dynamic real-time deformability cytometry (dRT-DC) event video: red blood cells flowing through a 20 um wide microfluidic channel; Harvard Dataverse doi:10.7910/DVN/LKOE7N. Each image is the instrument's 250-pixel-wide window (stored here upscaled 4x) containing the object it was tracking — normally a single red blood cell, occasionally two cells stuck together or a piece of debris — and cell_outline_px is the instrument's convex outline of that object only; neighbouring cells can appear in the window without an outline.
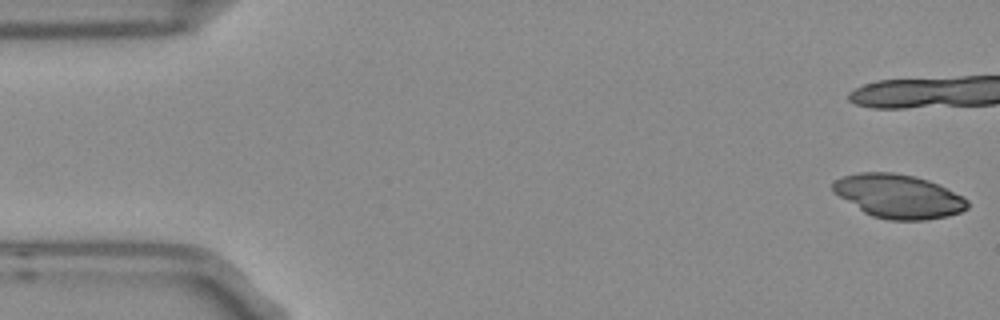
{"species": "Egyptian fruit bat (a non-hibernating species)", "species_latin": "Rousettus aegyptiacus", "temperature_condition": "room temperature", "stored_images_in_passage": 4, "camera_frame_rate_fps": 3000, "um_per_image_px": 0.085, "frame": {"image": 1, "passage_image": 1, "time_ms": 0.0, "image_size_px": [1000, 320], "cell_outline_px": [[968, 208], [960, 212], [948, 216], [924, 220], [888, 220], [872, 216], [864, 212], [832, 192], [832, 184], [836, 180], [844, 176], [860, 172], [892, 172], [916, 176], [940, 184], [964, 196], [968, 200]], "centroid_in_image_um": [76.39, 16.68], "position_along_channel_um": 8.6, "area_um2": 34.51}}